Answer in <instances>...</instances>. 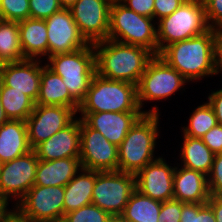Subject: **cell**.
<instances>
[{
  "mask_svg": "<svg viewBox=\"0 0 222 222\" xmlns=\"http://www.w3.org/2000/svg\"><path fill=\"white\" fill-rule=\"evenodd\" d=\"M152 20L154 18L139 15L119 0H113L110 6L108 39L141 46L158 55L157 29Z\"/></svg>",
  "mask_w": 222,
  "mask_h": 222,
  "instance_id": "6",
  "label": "cell"
},
{
  "mask_svg": "<svg viewBox=\"0 0 222 222\" xmlns=\"http://www.w3.org/2000/svg\"><path fill=\"white\" fill-rule=\"evenodd\" d=\"M207 177L210 196L222 195V153L214 155L212 168Z\"/></svg>",
  "mask_w": 222,
  "mask_h": 222,
  "instance_id": "36",
  "label": "cell"
},
{
  "mask_svg": "<svg viewBox=\"0 0 222 222\" xmlns=\"http://www.w3.org/2000/svg\"><path fill=\"white\" fill-rule=\"evenodd\" d=\"M82 169L79 157L38 160L34 185L65 186Z\"/></svg>",
  "mask_w": 222,
  "mask_h": 222,
  "instance_id": "21",
  "label": "cell"
},
{
  "mask_svg": "<svg viewBox=\"0 0 222 222\" xmlns=\"http://www.w3.org/2000/svg\"><path fill=\"white\" fill-rule=\"evenodd\" d=\"M135 189L134 174L96 170L92 203L110 215H121Z\"/></svg>",
  "mask_w": 222,
  "mask_h": 222,
  "instance_id": "9",
  "label": "cell"
},
{
  "mask_svg": "<svg viewBox=\"0 0 222 222\" xmlns=\"http://www.w3.org/2000/svg\"><path fill=\"white\" fill-rule=\"evenodd\" d=\"M204 144L214 153H222V125L217 124L201 137Z\"/></svg>",
  "mask_w": 222,
  "mask_h": 222,
  "instance_id": "38",
  "label": "cell"
},
{
  "mask_svg": "<svg viewBox=\"0 0 222 222\" xmlns=\"http://www.w3.org/2000/svg\"><path fill=\"white\" fill-rule=\"evenodd\" d=\"M107 222H127L121 215H111Z\"/></svg>",
  "mask_w": 222,
  "mask_h": 222,
  "instance_id": "47",
  "label": "cell"
},
{
  "mask_svg": "<svg viewBox=\"0 0 222 222\" xmlns=\"http://www.w3.org/2000/svg\"><path fill=\"white\" fill-rule=\"evenodd\" d=\"M183 204L175 199L162 202L158 222H180Z\"/></svg>",
  "mask_w": 222,
  "mask_h": 222,
  "instance_id": "37",
  "label": "cell"
},
{
  "mask_svg": "<svg viewBox=\"0 0 222 222\" xmlns=\"http://www.w3.org/2000/svg\"><path fill=\"white\" fill-rule=\"evenodd\" d=\"M40 63L39 58L1 64L0 81L13 90L23 92L36 103L40 92Z\"/></svg>",
  "mask_w": 222,
  "mask_h": 222,
  "instance_id": "17",
  "label": "cell"
},
{
  "mask_svg": "<svg viewBox=\"0 0 222 222\" xmlns=\"http://www.w3.org/2000/svg\"><path fill=\"white\" fill-rule=\"evenodd\" d=\"M46 66L62 77L70 96L80 105L96 74L95 50L89 43L82 49L48 57Z\"/></svg>",
  "mask_w": 222,
  "mask_h": 222,
  "instance_id": "5",
  "label": "cell"
},
{
  "mask_svg": "<svg viewBox=\"0 0 222 222\" xmlns=\"http://www.w3.org/2000/svg\"><path fill=\"white\" fill-rule=\"evenodd\" d=\"M157 107L142 111L137 100V85L125 81L93 76L78 112H143L159 114Z\"/></svg>",
  "mask_w": 222,
  "mask_h": 222,
  "instance_id": "3",
  "label": "cell"
},
{
  "mask_svg": "<svg viewBox=\"0 0 222 222\" xmlns=\"http://www.w3.org/2000/svg\"><path fill=\"white\" fill-rule=\"evenodd\" d=\"M8 118L5 115L4 109L2 107L1 101H0V125L7 122Z\"/></svg>",
  "mask_w": 222,
  "mask_h": 222,
  "instance_id": "48",
  "label": "cell"
},
{
  "mask_svg": "<svg viewBox=\"0 0 222 222\" xmlns=\"http://www.w3.org/2000/svg\"><path fill=\"white\" fill-rule=\"evenodd\" d=\"M209 28L222 32V0H202ZM211 22V23H210Z\"/></svg>",
  "mask_w": 222,
  "mask_h": 222,
  "instance_id": "35",
  "label": "cell"
},
{
  "mask_svg": "<svg viewBox=\"0 0 222 222\" xmlns=\"http://www.w3.org/2000/svg\"><path fill=\"white\" fill-rule=\"evenodd\" d=\"M186 0H154V18L159 20L171 15Z\"/></svg>",
  "mask_w": 222,
  "mask_h": 222,
  "instance_id": "39",
  "label": "cell"
},
{
  "mask_svg": "<svg viewBox=\"0 0 222 222\" xmlns=\"http://www.w3.org/2000/svg\"><path fill=\"white\" fill-rule=\"evenodd\" d=\"M111 215L93 203L64 215L62 222H107Z\"/></svg>",
  "mask_w": 222,
  "mask_h": 222,
  "instance_id": "31",
  "label": "cell"
},
{
  "mask_svg": "<svg viewBox=\"0 0 222 222\" xmlns=\"http://www.w3.org/2000/svg\"><path fill=\"white\" fill-rule=\"evenodd\" d=\"M174 170L162 157H158L135 174L136 190L160 202L172 200Z\"/></svg>",
  "mask_w": 222,
  "mask_h": 222,
  "instance_id": "16",
  "label": "cell"
},
{
  "mask_svg": "<svg viewBox=\"0 0 222 222\" xmlns=\"http://www.w3.org/2000/svg\"><path fill=\"white\" fill-rule=\"evenodd\" d=\"M113 0H78L71 8L80 34L88 43L108 39L110 6Z\"/></svg>",
  "mask_w": 222,
  "mask_h": 222,
  "instance_id": "13",
  "label": "cell"
},
{
  "mask_svg": "<svg viewBox=\"0 0 222 222\" xmlns=\"http://www.w3.org/2000/svg\"><path fill=\"white\" fill-rule=\"evenodd\" d=\"M0 101L8 120L25 121L35 107V102L29 96L5 86L1 81Z\"/></svg>",
  "mask_w": 222,
  "mask_h": 222,
  "instance_id": "28",
  "label": "cell"
},
{
  "mask_svg": "<svg viewBox=\"0 0 222 222\" xmlns=\"http://www.w3.org/2000/svg\"><path fill=\"white\" fill-rule=\"evenodd\" d=\"M161 204L135 189L121 216L127 222H158Z\"/></svg>",
  "mask_w": 222,
  "mask_h": 222,
  "instance_id": "27",
  "label": "cell"
},
{
  "mask_svg": "<svg viewBox=\"0 0 222 222\" xmlns=\"http://www.w3.org/2000/svg\"><path fill=\"white\" fill-rule=\"evenodd\" d=\"M207 204L212 208L216 222H222V195L210 196Z\"/></svg>",
  "mask_w": 222,
  "mask_h": 222,
  "instance_id": "43",
  "label": "cell"
},
{
  "mask_svg": "<svg viewBox=\"0 0 222 222\" xmlns=\"http://www.w3.org/2000/svg\"><path fill=\"white\" fill-rule=\"evenodd\" d=\"M78 0H59L62 9H70Z\"/></svg>",
  "mask_w": 222,
  "mask_h": 222,
  "instance_id": "46",
  "label": "cell"
},
{
  "mask_svg": "<svg viewBox=\"0 0 222 222\" xmlns=\"http://www.w3.org/2000/svg\"><path fill=\"white\" fill-rule=\"evenodd\" d=\"M2 164H3V162L0 160V170H1Z\"/></svg>",
  "mask_w": 222,
  "mask_h": 222,
  "instance_id": "49",
  "label": "cell"
},
{
  "mask_svg": "<svg viewBox=\"0 0 222 222\" xmlns=\"http://www.w3.org/2000/svg\"><path fill=\"white\" fill-rule=\"evenodd\" d=\"M222 71V32L216 37L214 46V74L217 75Z\"/></svg>",
  "mask_w": 222,
  "mask_h": 222,
  "instance_id": "42",
  "label": "cell"
},
{
  "mask_svg": "<svg viewBox=\"0 0 222 222\" xmlns=\"http://www.w3.org/2000/svg\"><path fill=\"white\" fill-rule=\"evenodd\" d=\"M76 114L68 107L35 105L32 113L25 120L30 148L34 149L59 130L64 129L75 119Z\"/></svg>",
  "mask_w": 222,
  "mask_h": 222,
  "instance_id": "12",
  "label": "cell"
},
{
  "mask_svg": "<svg viewBox=\"0 0 222 222\" xmlns=\"http://www.w3.org/2000/svg\"><path fill=\"white\" fill-rule=\"evenodd\" d=\"M143 112H81V119L119 146Z\"/></svg>",
  "mask_w": 222,
  "mask_h": 222,
  "instance_id": "18",
  "label": "cell"
},
{
  "mask_svg": "<svg viewBox=\"0 0 222 222\" xmlns=\"http://www.w3.org/2000/svg\"><path fill=\"white\" fill-rule=\"evenodd\" d=\"M39 160L80 157V117L33 149Z\"/></svg>",
  "mask_w": 222,
  "mask_h": 222,
  "instance_id": "19",
  "label": "cell"
},
{
  "mask_svg": "<svg viewBox=\"0 0 222 222\" xmlns=\"http://www.w3.org/2000/svg\"><path fill=\"white\" fill-rule=\"evenodd\" d=\"M80 162L84 169L118 170V146L80 118Z\"/></svg>",
  "mask_w": 222,
  "mask_h": 222,
  "instance_id": "11",
  "label": "cell"
},
{
  "mask_svg": "<svg viewBox=\"0 0 222 222\" xmlns=\"http://www.w3.org/2000/svg\"><path fill=\"white\" fill-rule=\"evenodd\" d=\"M158 21V54L170 44L201 35L210 29L202 0H186L171 15Z\"/></svg>",
  "mask_w": 222,
  "mask_h": 222,
  "instance_id": "7",
  "label": "cell"
},
{
  "mask_svg": "<svg viewBox=\"0 0 222 222\" xmlns=\"http://www.w3.org/2000/svg\"><path fill=\"white\" fill-rule=\"evenodd\" d=\"M80 172L64 186V215L92 203L96 170L82 168Z\"/></svg>",
  "mask_w": 222,
  "mask_h": 222,
  "instance_id": "25",
  "label": "cell"
},
{
  "mask_svg": "<svg viewBox=\"0 0 222 222\" xmlns=\"http://www.w3.org/2000/svg\"><path fill=\"white\" fill-rule=\"evenodd\" d=\"M38 158L32 149L11 161L4 162L0 170V196L20 201L34 185Z\"/></svg>",
  "mask_w": 222,
  "mask_h": 222,
  "instance_id": "14",
  "label": "cell"
},
{
  "mask_svg": "<svg viewBox=\"0 0 222 222\" xmlns=\"http://www.w3.org/2000/svg\"><path fill=\"white\" fill-rule=\"evenodd\" d=\"M188 82L176 69L155 55L147 64L137 84V100L140 109L146 100H164Z\"/></svg>",
  "mask_w": 222,
  "mask_h": 222,
  "instance_id": "10",
  "label": "cell"
},
{
  "mask_svg": "<svg viewBox=\"0 0 222 222\" xmlns=\"http://www.w3.org/2000/svg\"><path fill=\"white\" fill-rule=\"evenodd\" d=\"M208 103L213 108L218 124L222 125V88L208 96Z\"/></svg>",
  "mask_w": 222,
  "mask_h": 222,
  "instance_id": "41",
  "label": "cell"
},
{
  "mask_svg": "<svg viewBox=\"0 0 222 222\" xmlns=\"http://www.w3.org/2000/svg\"><path fill=\"white\" fill-rule=\"evenodd\" d=\"M8 200L10 199L0 196V222H5L15 212L14 209L11 211L7 209Z\"/></svg>",
  "mask_w": 222,
  "mask_h": 222,
  "instance_id": "44",
  "label": "cell"
},
{
  "mask_svg": "<svg viewBox=\"0 0 222 222\" xmlns=\"http://www.w3.org/2000/svg\"><path fill=\"white\" fill-rule=\"evenodd\" d=\"M24 59L18 22L0 19V65Z\"/></svg>",
  "mask_w": 222,
  "mask_h": 222,
  "instance_id": "29",
  "label": "cell"
},
{
  "mask_svg": "<svg viewBox=\"0 0 222 222\" xmlns=\"http://www.w3.org/2000/svg\"><path fill=\"white\" fill-rule=\"evenodd\" d=\"M30 18L45 20L60 11L59 0H29Z\"/></svg>",
  "mask_w": 222,
  "mask_h": 222,
  "instance_id": "34",
  "label": "cell"
},
{
  "mask_svg": "<svg viewBox=\"0 0 222 222\" xmlns=\"http://www.w3.org/2000/svg\"><path fill=\"white\" fill-rule=\"evenodd\" d=\"M18 25L20 45L24 58L38 59L39 57L48 55V38L45 20L27 18L26 20L19 21Z\"/></svg>",
  "mask_w": 222,
  "mask_h": 222,
  "instance_id": "24",
  "label": "cell"
},
{
  "mask_svg": "<svg viewBox=\"0 0 222 222\" xmlns=\"http://www.w3.org/2000/svg\"><path fill=\"white\" fill-rule=\"evenodd\" d=\"M218 124L213 108L208 102L195 108L189 119V125L183 127V135L201 138Z\"/></svg>",
  "mask_w": 222,
  "mask_h": 222,
  "instance_id": "30",
  "label": "cell"
},
{
  "mask_svg": "<svg viewBox=\"0 0 222 222\" xmlns=\"http://www.w3.org/2000/svg\"><path fill=\"white\" fill-rule=\"evenodd\" d=\"M219 31L205 33L166 46L158 56L187 81L214 75V46Z\"/></svg>",
  "mask_w": 222,
  "mask_h": 222,
  "instance_id": "2",
  "label": "cell"
},
{
  "mask_svg": "<svg viewBox=\"0 0 222 222\" xmlns=\"http://www.w3.org/2000/svg\"><path fill=\"white\" fill-rule=\"evenodd\" d=\"M27 18H30L29 0H1V20L19 22Z\"/></svg>",
  "mask_w": 222,
  "mask_h": 222,
  "instance_id": "32",
  "label": "cell"
},
{
  "mask_svg": "<svg viewBox=\"0 0 222 222\" xmlns=\"http://www.w3.org/2000/svg\"><path fill=\"white\" fill-rule=\"evenodd\" d=\"M48 38V57L73 52L89 43L80 34L70 9H61L45 19Z\"/></svg>",
  "mask_w": 222,
  "mask_h": 222,
  "instance_id": "15",
  "label": "cell"
},
{
  "mask_svg": "<svg viewBox=\"0 0 222 222\" xmlns=\"http://www.w3.org/2000/svg\"><path fill=\"white\" fill-rule=\"evenodd\" d=\"M96 73L105 79L137 85L147 64L155 56L148 49L111 39L93 43Z\"/></svg>",
  "mask_w": 222,
  "mask_h": 222,
  "instance_id": "1",
  "label": "cell"
},
{
  "mask_svg": "<svg viewBox=\"0 0 222 222\" xmlns=\"http://www.w3.org/2000/svg\"><path fill=\"white\" fill-rule=\"evenodd\" d=\"M31 150L25 121L8 120L0 125V160L3 163L16 159Z\"/></svg>",
  "mask_w": 222,
  "mask_h": 222,
  "instance_id": "23",
  "label": "cell"
},
{
  "mask_svg": "<svg viewBox=\"0 0 222 222\" xmlns=\"http://www.w3.org/2000/svg\"><path fill=\"white\" fill-rule=\"evenodd\" d=\"M35 105H54L72 108L78 113L80 105L70 96L62 77L41 66L40 92Z\"/></svg>",
  "mask_w": 222,
  "mask_h": 222,
  "instance_id": "22",
  "label": "cell"
},
{
  "mask_svg": "<svg viewBox=\"0 0 222 222\" xmlns=\"http://www.w3.org/2000/svg\"><path fill=\"white\" fill-rule=\"evenodd\" d=\"M173 199L183 203H207L210 199L208 177L185 167H175Z\"/></svg>",
  "mask_w": 222,
  "mask_h": 222,
  "instance_id": "20",
  "label": "cell"
},
{
  "mask_svg": "<svg viewBox=\"0 0 222 222\" xmlns=\"http://www.w3.org/2000/svg\"><path fill=\"white\" fill-rule=\"evenodd\" d=\"M183 138L181 149L183 167L208 176L215 154L204 144L201 138H193L186 135Z\"/></svg>",
  "mask_w": 222,
  "mask_h": 222,
  "instance_id": "26",
  "label": "cell"
},
{
  "mask_svg": "<svg viewBox=\"0 0 222 222\" xmlns=\"http://www.w3.org/2000/svg\"><path fill=\"white\" fill-rule=\"evenodd\" d=\"M159 114H143L118 146V171L136 174L154 159Z\"/></svg>",
  "mask_w": 222,
  "mask_h": 222,
  "instance_id": "4",
  "label": "cell"
},
{
  "mask_svg": "<svg viewBox=\"0 0 222 222\" xmlns=\"http://www.w3.org/2000/svg\"><path fill=\"white\" fill-rule=\"evenodd\" d=\"M139 15L154 18V0H119Z\"/></svg>",
  "mask_w": 222,
  "mask_h": 222,
  "instance_id": "40",
  "label": "cell"
},
{
  "mask_svg": "<svg viewBox=\"0 0 222 222\" xmlns=\"http://www.w3.org/2000/svg\"><path fill=\"white\" fill-rule=\"evenodd\" d=\"M180 222H216V218L207 203H184Z\"/></svg>",
  "mask_w": 222,
  "mask_h": 222,
  "instance_id": "33",
  "label": "cell"
},
{
  "mask_svg": "<svg viewBox=\"0 0 222 222\" xmlns=\"http://www.w3.org/2000/svg\"><path fill=\"white\" fill-rule=\"evenodd\" d=\"M5 222H30L22 218L16 211Z\"/></svg>",
  "mask_w": 222,
  "mask_h": 222,
  "instance_id": "45",
  "label": "cell"
},
{
  "mask_svg": "<svg viewBox=\"0 0 222 222\" xmlns=\"http://www.w3.org/2000/svg\"><path fill=\"white\" fill-rule=\"evenodd\" d=\"M15 207V211L30 222H62L64 186L33 185Z\"/></svg>",
  "mask_w": 222,
  "mask_h": 222,
  "instance_id": "8",
  "label": "cell"
}]
</instances>
